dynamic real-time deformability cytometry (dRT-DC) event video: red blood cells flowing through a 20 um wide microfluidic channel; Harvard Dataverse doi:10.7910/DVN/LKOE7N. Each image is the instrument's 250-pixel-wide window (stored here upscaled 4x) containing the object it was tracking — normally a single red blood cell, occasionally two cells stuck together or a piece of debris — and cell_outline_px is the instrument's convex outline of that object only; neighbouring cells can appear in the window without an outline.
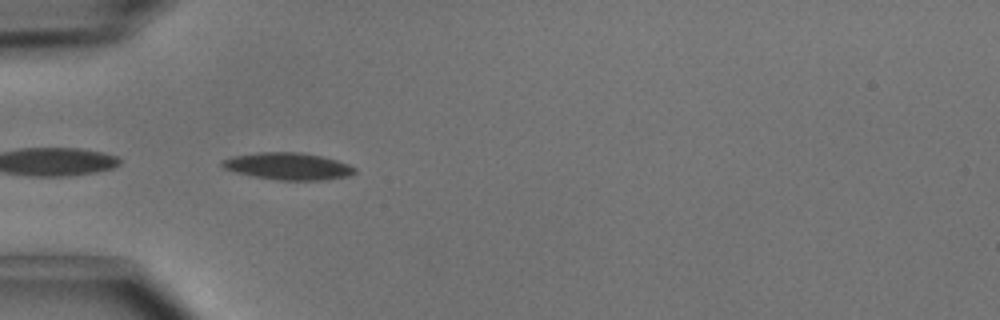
{"species": "common noctule bat (a hibernating species)", "species_latin": "Nyctalus noctula", "temperature_condition": "cold", "stored_images_in_passage": 21, "camera_frame_rate_fps": 3000, "um_per_image_px": 0.085, "animal": {"sex": "male", "body_mass_g": 15.6}, "frame": {"image": 1, "passage_image": 1, "time_ms": 0.0, "image_size_px": [1000, 320], "cell_outline_px": [[356, 172], [348, 176], [324, 180], [280, 180], [252, 176], [236, 172], [224, 168], [220, 164], [220, 160], [232, 156], [260, 152], [300, 152], [320, 156], [336, 160], [348, 164], [356, 168]], "centroid_in_image_um": [24.46, 14.13], "position_along_channel_um": 60.5, "area_um2": 20.87}}